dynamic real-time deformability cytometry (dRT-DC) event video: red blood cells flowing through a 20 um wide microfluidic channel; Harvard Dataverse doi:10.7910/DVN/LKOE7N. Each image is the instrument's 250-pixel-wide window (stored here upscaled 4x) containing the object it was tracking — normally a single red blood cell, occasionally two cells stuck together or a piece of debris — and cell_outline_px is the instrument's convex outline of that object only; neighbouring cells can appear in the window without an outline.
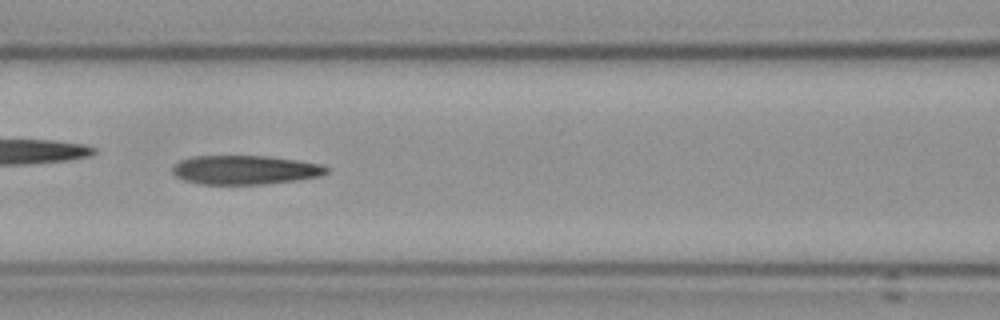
{"species": "Egyptian fruit bat (a non-hibernating species)", "species_latin": "Rousettus aegyptiacus", "temperature_condition": "cold", "stored_images_in_passage": 56, "camera_frame_rate_fps": 3000, "um_per_image_px": 0.085, "frame": {"image": 1, "passage_image": 25, "time_ms": 8.0, "image_size_px": [1000, 320], "cell_outline_px": [[328, 172], [320, 176], [296, 180], [264, 184], [200, 184], [184, 180], [176, 176], [172, 172], [172, 168], [180, 160], [192, 156], [268, 156], [296, 160], [320, 164], [328, 168]], "centroid_in_image_um": [20.81, 14.44], "position_along_channel_um": 145.8, "area_um2": 25.95}}
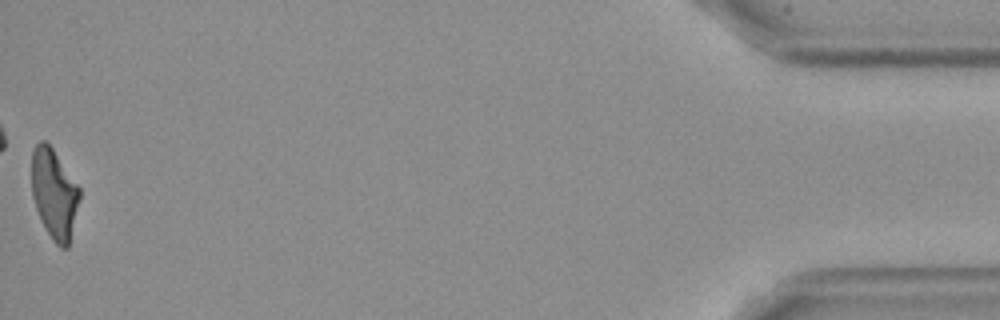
{"frame": {"image": 2, "passage_image": 56, "time_ms": 18.333, "image_size_px": [1000, 320], "cell_outline_px": [[80, 200], [68, 248], [60, 248], [52, 240], [36, 208], [32, 196], [32, 152], [36, 144], [40, 140], [44, 140], [52, 148], [80, 188]], "centroid_in_image_um": [4.62, 16.48], "position_along_channel_um": 430.6, "area_um2": 24.85}, "authors_computed_cell_mechanics": {"area_um2": 26.0678, "velocity_mm_per_s": 3.6089, "shape_relaxation_time_tau1_ms": null, "shape_relaxation_time_tau2_ms": 4.19, "deformation_change_tau1": null, "deformation_change_tau2": 0.1418}}